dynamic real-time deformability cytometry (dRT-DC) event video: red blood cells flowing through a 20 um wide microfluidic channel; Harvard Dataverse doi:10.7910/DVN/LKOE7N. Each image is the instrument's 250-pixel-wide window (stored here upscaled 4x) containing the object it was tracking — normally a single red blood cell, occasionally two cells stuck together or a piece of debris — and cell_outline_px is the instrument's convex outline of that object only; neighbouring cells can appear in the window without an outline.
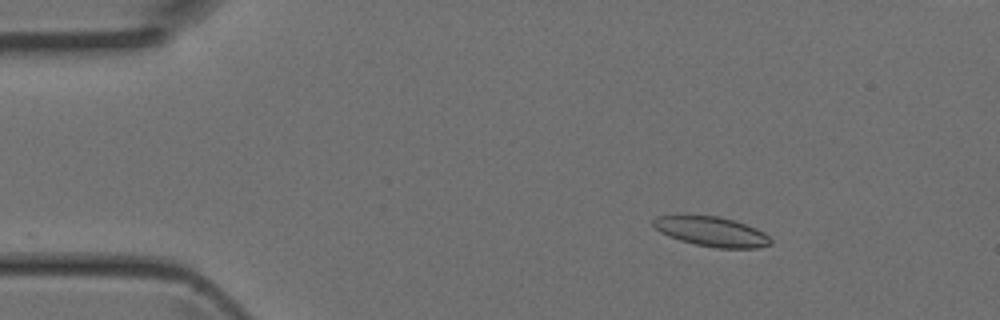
{"species": "Egyptian fruit bat (a non-hibernating species)", "species_latin": "Rousettus aegyptiacus", "temperature_condition": "room temperature", "stored_images_in_passage": 3, "camera_frame_rate_fps": 3000, "um_per_image_px": 0.085, "animal": {"sex": "female"}, "frame": {"image": 1, "passage_image": 1, "time_ms": 0.0, "image_size_px": [1000, 320], "cell_outline_px": [[772, 244], [760, 248], [716, 248], [696, 244], [680, 240], [668, 236], [660, 232], [652, 224], [652, 220], [656, 216], [676, 212], [716, 216], [732, 220], [756, 228], [764, 232], [772, 240]], "centroid_in_image_um": [60.4, 19.64], "position_along_channel_um": 24.6, "area_um2": 20.98}}